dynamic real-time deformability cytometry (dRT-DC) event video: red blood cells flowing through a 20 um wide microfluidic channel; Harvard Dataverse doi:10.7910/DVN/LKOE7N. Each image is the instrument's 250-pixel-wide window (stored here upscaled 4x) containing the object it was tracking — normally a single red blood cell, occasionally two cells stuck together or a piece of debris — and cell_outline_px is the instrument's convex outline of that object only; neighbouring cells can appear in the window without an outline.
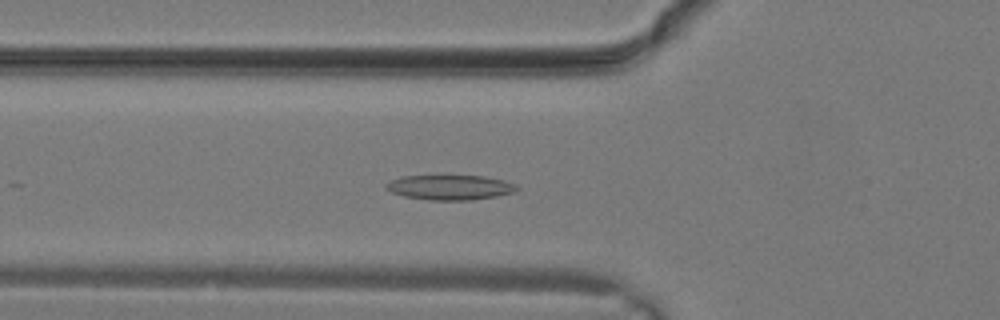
{"species": "common noctule bat (a hibernating species)", "species_latin": "Nyctalus noctula", "temperature_condition": "warm", "stored_images_in_passage": 14, "camera_frame_rate_fps": 3000, "um_per_image_px": 0.085, "animal": {"sex": "male", "body_mass_g": 19.2, "forearm_length_mm": 51.8}, "frame": {"image": 1, "passage_image": 10, "time_ms": 3.0, "image_size_px": [1000, 320], "cell_outline_px": [[520, 188], [516, 192], [496, 196], [472, 200], [428, 200], [404, 196], [392, 192], [384, 188], [384, 184], [400, 176], [484, 176], [504, 180], [516, 184]], "centroid_in_image_um": [38.27, 15.93], "position_along_channel_um": 87.5, "area_um2": 19.07}}
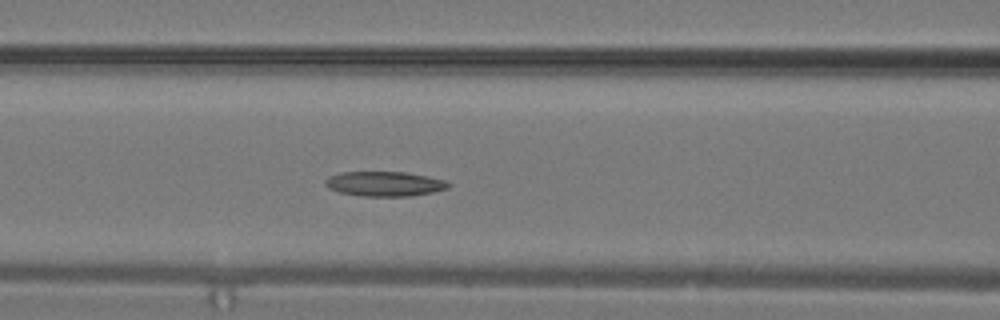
{"frame": {"image": 2, "passage_image": 12, "time_ms": 3.667, "image_size_px": [1000, 320], "cell_outline_px": [[452, 184], [448, 188], [432, 192], [412, 196], [364, 196], [340, 192], [328, 188], [324, 184], [324, 180], [328, 176], [340, 172], [404, 172], [428, 176], [444, 180]], "centroid_in_image_um": [32.67, 15.62], "position_along_channel_um": 133.9, "area_um2": 17.8}}
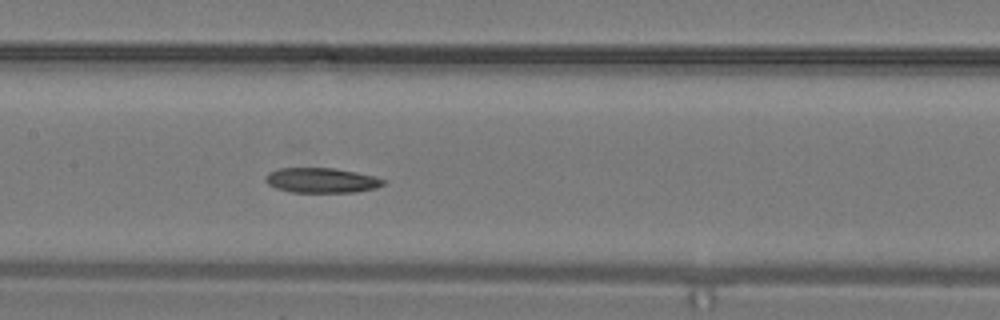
{"frame": {"image": 3, "passage_image": 14, "time_ms": 4.333, "image_size_px": [1000, 320], "cell_outline_px": [[384, 184], [376, 188], [356, 192], [292, 192], [276, 188], [268, 184], [264, 180], [264, 176], [268, 172], [280, 168], [336, 168], [356, 172], [372, 176], [384, 180]], "centroid_in_image_um": [27.28, 15.32], "position_along_channel_um": 180.1, "area_um2": 17.11}}